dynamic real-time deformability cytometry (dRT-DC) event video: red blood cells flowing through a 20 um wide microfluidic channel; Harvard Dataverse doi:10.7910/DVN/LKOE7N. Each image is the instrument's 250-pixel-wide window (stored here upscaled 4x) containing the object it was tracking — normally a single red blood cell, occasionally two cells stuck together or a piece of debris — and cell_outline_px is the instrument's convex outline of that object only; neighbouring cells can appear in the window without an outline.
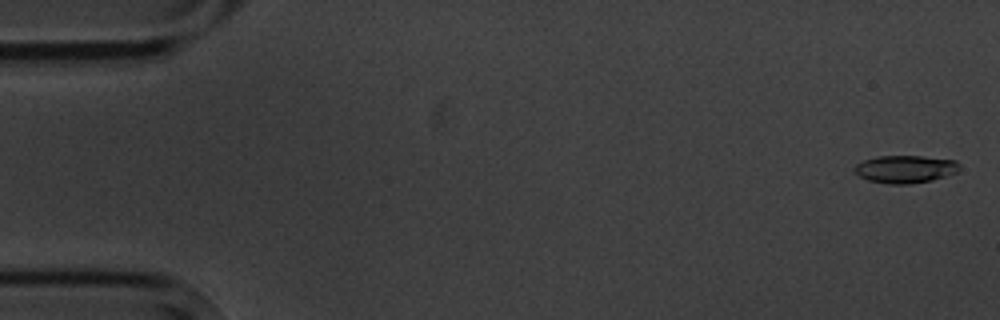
{"species": "common noctule bat (a hibernating species)", "species_latin": "Nyctalus noctula", "temperature_condition": "cold", "stored_images_in_passage": 5, "camera_frame_rate_fps": 3000, "um_per_image_px": 0.085, "animal": {"sex": "male", "body_mass_g": 20.1, "forearm_length_mm": 53.5}, "frame": {"image": 1, "passage_image": 1, "time_ms": 0.0, "image_size_px": [1000, 320], "cell_outline_px": [[960, 168], [956, 172], [932, 180], [908, 184], [888, 184], [868, 180], [860, 176], [852, 168], [856, 164], [864, 160], [876, 156], [920, 156], [956, 160], [960, 164]], "centroid_in_image_um": [76.93, 14.37], "position_along_channel_um": 8.1, "area_um2": 16.88}}
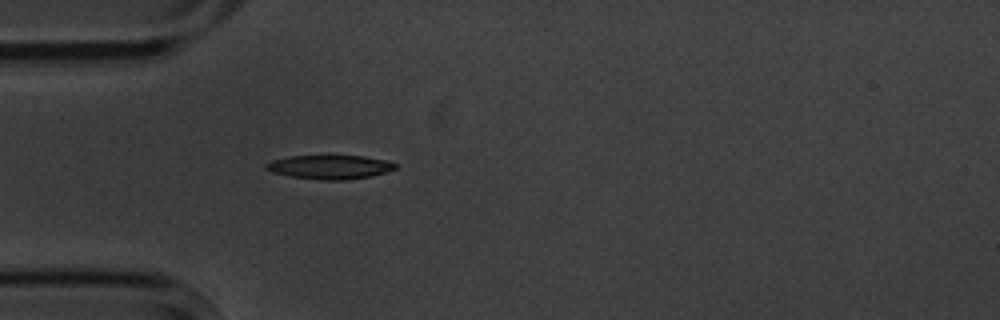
{"frame": {"image": 2, "passage_image": 5, "time_ms": 5.0, "image_size_px": [1000, 320], "cell_outline_px": [[396, 168], [372, 176], [344, 180], [320, 180], [292, 176], [272, 172], [264, 168], [264, 164], [272, 160], [288, 156], [328, 152], [360, 156], [388, 160], [396, 164]], "centroid_in_image_um": [27.99, 14.14], "position_along_channel_um": 57.0, "area_um2": 18.96}}